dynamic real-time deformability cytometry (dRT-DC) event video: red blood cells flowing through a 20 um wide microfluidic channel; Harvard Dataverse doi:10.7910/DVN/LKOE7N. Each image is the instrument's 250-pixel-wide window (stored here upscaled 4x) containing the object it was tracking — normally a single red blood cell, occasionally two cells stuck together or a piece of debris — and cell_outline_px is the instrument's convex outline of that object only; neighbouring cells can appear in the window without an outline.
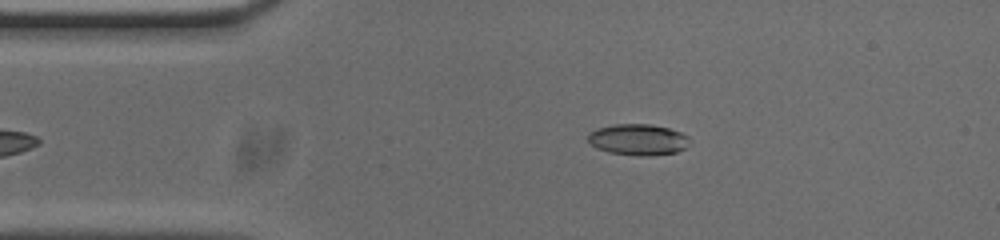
{"species": "common noctule bat (a hibernating species)", "species_latin": "Nyctalus noctula", "temperature_condition": "cold", "stored_images_in_passage": 52, "camera_frame_rate_fps": 3000, "um_per_image_px": 0.085, "animal": {"sex": "male", "body_mass_g": 20.0, "forearm_length_mm": 53.3}, "frame": {"image": 1, "passage_image": 9, "time_ms": 2.667, "image_size_px": [1000, 240], "cell_outline_px": [[688, 136], [684, 148], [676, 152], [640, 156], [608, 152], [596, 148], [588, 140], [588, 136], [596, 128], [616, 124], [648, 124], [668, 128], [680, 132]], "centroid_in_image_um": [54.19, 11.86], "position_along_channel_um": 30.8, "area_um2": 18.03}}
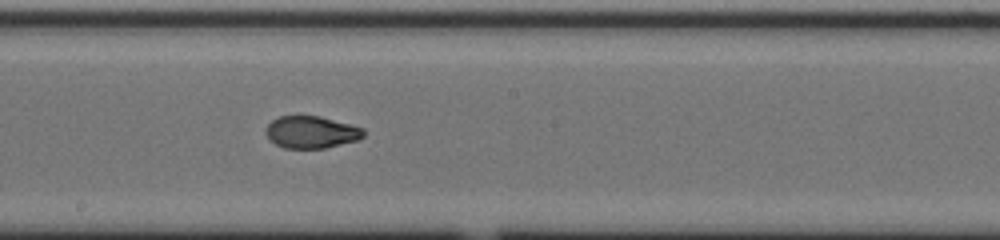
{"frame": {"image": 2, "passage_image": 27, "time_ms": 8.667, "image_size_px": [1000, 240], "cell_outline_px": [[364, 136], [356, 140], [324, 148], [284, 148], [276, 144], [264, 132], [268, 124], [272, 120], [280, 116], [320, 116], [364, 128]], "centroid_in_image_um": [26.45, 11.22], "position_along_channel_um": 221.7, "area_um2": 18.09}}
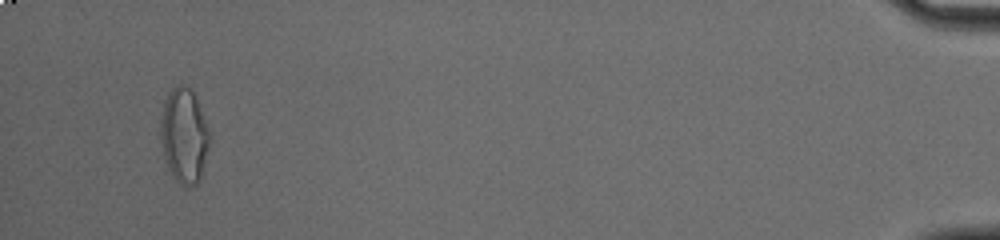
{"frame": {"image": 3, "passage_image": 50, "time_ms": 16.333, "image_size_px": [1000, 240], "cell_outline_px": [[208, 148], [200, 180], [196, 184], [188, 188], [184, 188], [172, 176], [168, 168], [164, 156], [160, 140], [160, 120], [164, 100], [168, 92], [176, 84], [184, 84], [192, 92], [196, 100], [208, 132]], "centroid_in_image_um": [15.6, 11.56], "position_along_channel_um": 419.6, "area_um2": 26.82}, "authors_computed_cell_mechanics": {"area_um2": 18.6694, "velocity_mm_per_s": 3.7551, "shape_relaxation_time_tau1_ms": 7.5693, "shape_relaxation_time_tau2_ms": 1.4717, "deformation_change_tau1": 0.2308, "deformation_change_tau2": 0.0553}}